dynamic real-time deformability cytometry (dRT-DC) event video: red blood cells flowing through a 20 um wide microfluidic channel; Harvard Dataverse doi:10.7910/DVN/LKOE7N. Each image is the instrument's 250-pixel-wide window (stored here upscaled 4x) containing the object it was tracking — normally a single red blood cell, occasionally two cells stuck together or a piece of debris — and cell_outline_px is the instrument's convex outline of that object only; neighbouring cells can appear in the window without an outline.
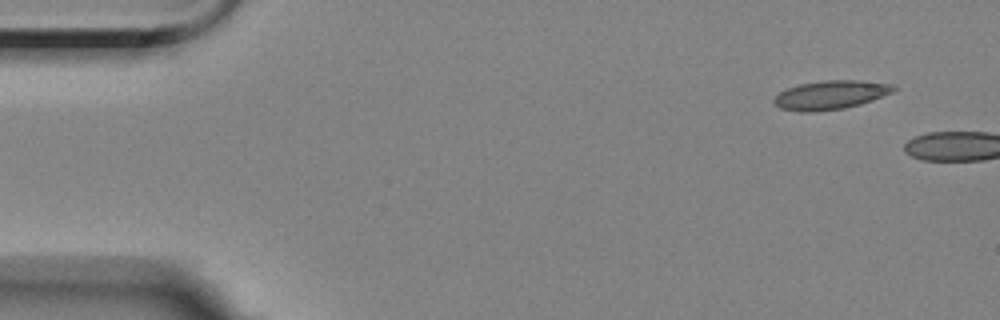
{"species": "Egyptian fruit bat (a non-hibernating species)", "species_latin": "Rousettus aegyptiacus", "temperature_condition": "room temperature", "stored_images_in_passage": 2, "camera_frame_rate_fps": 3000, "um_per_image_px": 0.085, "animal": {"sex": "female"}, "frame": {"image": 1, "passage_image": 1, "time_ms": 0.0, "image_size_px": [1000, 320], "cell_outline_px": [[896, 88], [892, 92], [872, 100], [860, 104], [844, 108], [812, 112], [800, 112], [780, 108], [772, 100], [780, 92], [788, 88], [800, 84], [824, 80], [860, 80], [892, 84]], "centroid_in_image_um": [70.59, 8.07], "position_along_channel_um": 14.4, "area_um2": 19.94}}